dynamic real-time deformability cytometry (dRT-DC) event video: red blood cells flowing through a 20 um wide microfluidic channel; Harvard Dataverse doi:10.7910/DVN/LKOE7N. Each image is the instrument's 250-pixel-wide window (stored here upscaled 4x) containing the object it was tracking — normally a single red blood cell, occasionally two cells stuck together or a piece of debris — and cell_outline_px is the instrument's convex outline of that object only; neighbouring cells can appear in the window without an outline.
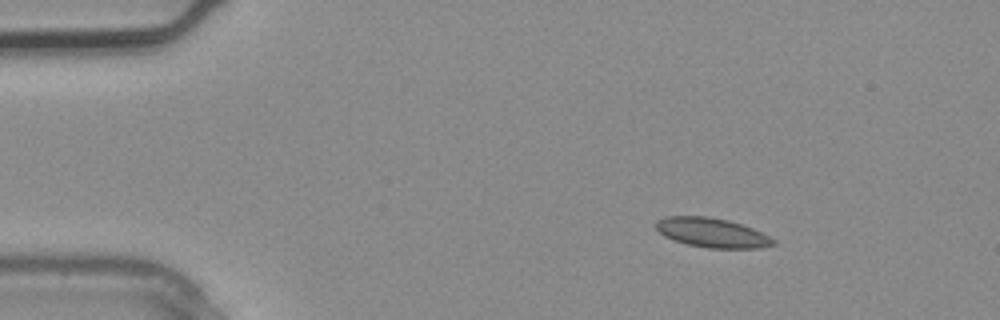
{"species": "common noctule bat (a hibernating species)", "species_latin": "Nyctalus noctula", "temperature_condition": "warm", "stored_images_in_passage": 2, "camera_frame_rate_fps": 3000, "um_per_image_px": 0.085, "animal": {"sex": "male", "body_mass_g": 20.4}, "frame": {"image": 1, "passage_image": 1, "time_ms": 0.0, "image_size_px": [1000, 320], "cell_outline_px": [[776, 244], [760, 248], [708, 248], [688, 244], [664, 236], [656, 228], [656, 220], [664, 216], [708, 216], [728, 220], [752, 228], [776, 240]], "centroid_in_image_um": [60.52, 19.77], "position_along_channel_um": 24.5, "area_um2": 20.0}}